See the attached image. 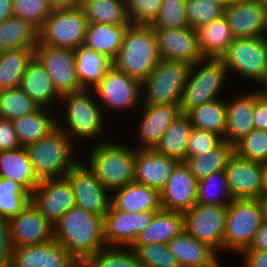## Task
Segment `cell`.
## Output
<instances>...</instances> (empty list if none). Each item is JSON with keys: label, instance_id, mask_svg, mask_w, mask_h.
Instances as JSON below:
<instances>
[{"label": "cell", "instance_id": "29", "mask_svg": "<svg viewBox=\"0 0 267 267\" xmlns=\"http://www.w3.org/2000/svg\"><path fill=\"white\" fill-rule=\"evenodd\" d=\"M0 178L17 182L30 195L40 183L33 170L25 147L0 151Z\"/></svg>", "mask_w": 267, "mask_h": 267}, {"label": "cell", "instance_id": "55", "mask_svg": "<svg viewBox=\"0 0 267 267\" xmlns=\"http://www.w3.org/2000/svg\"><path fill=\"white\" fill-rule=\"evenodd\" d=\"M240 254L244 256V267H267V251L244 249Z\"/></svg>", "mask_w": 267, "mask_h": 267}, {"label": "cell", "instance_id": "23", "mask_svg": "<svg viewBox=\"0 0 267 267\" xmlns=\"http://www.w3.org/2000/svg\"><path fill=\"white\" fill-rule=\"evenodd\" d=\"M74 257L55 239L13 249V267H67Z\"/></svg>", "mask_w": 267, "mask_h": 267}, {"label": "cell", "instance_id": "17", "mask_svg": "<svg viewBox=\"0 0 267 267\" xmlns=\"http://www.w3.org/2000/svg\"><path fill=\"white\" fill-rule=\"evenodd\" d=\"M153 30L160 58L183 62L190 66L203 59L195 29L184 27Z\"/></svg>", "mask_w": 267, "mask_h": 267}, {"label": "cell", "instance_id": "12", "mask_svg": "<svg viewBox=\"0 0 267 267\" xmlns=\"http://www.w3.org/2000/svg\"><path fill=\"white\" fill-rule=\"evenodd\" d=\"M228 204H195L184 212V230L192 237L213 248L223 251V237ZM219 250V251H218Z\"/></svg>", "mask_w": 267, "mask_h": 267}, {"label": "cell", "instance_id": "39", "mask_svg": "<svg viewBox=\"0 0 267 267\" xmlns=\"http://www.w3.org/2000/svg\"><path fill=\"white\" fill-rule=\"evenodd\" d=\"M88 23L130 25L125 0H83L80 6Z\"/></svg>", "mask_w": 267, "mask_h": 267}, {"label": "cell", "instance_id": "58", "mask_svg": "<svg viewBox=\"0 0 267 267\" xmlns=\"http://www.w3.org/2000/svg\"><path fill=\"white\" fill-rule=\"evenodd\" d=\"M14 16L12 0H0V23Z\"/></svg>", "mask_w": 267, "mask_h": 267}, {"label": "cell", "instance_id": "19", "mask_svg": "<svg viewBox=\"0 0 267 267\" xmlns=\"http://www.w3.org/2000/svg\"><path fill=\"white\" fill-rule=\"evenodd\" d=\"M224 16L234 39L267 36V13L258 0H234Z\"/></svg>", "mask_w": 267, "mask_h": 267}, {"label": "cell", "instance_id": "48", "mask_svg": "<svg viewBox=\"0 0 267 267\" xmlns=\"http://www.w3.org/2000/svg\"><path fill=\"white\" fill-rule=\"evenodd\" d=\"M186 0H163L160 12L153 23V29H175L189 27L185 10Z\"/></svg>", "mask_w": 267, "mask_h": 267}, {"label": "cell", "instance_id": "9", "mask_svg": "<svg viewBox=\"0 0 267 267\" xmlns=\"http://www.w3.org/2000/svg\"><path fill=\"white\" fill-rule=\"evenodd\" d=\"M87 24L81 7L52 9L39 29V42L75 50L84 44Z\"/></svg>", "mask_w": 267, "mask_h": 267}, {"label": "cell", "instance_id": "53", "mask_svg": "<svg viewBox=\"0 0 267 267\" xmlns=\"http://www.w3.org/2000/svg\"><path fill=\"white\" fill-rule=\"evenodd\" d=\"M20 147L12 121L0 117V151L15 150Z\"/></svg>", "mask_w": 267, "mask_h": 267}, {"label": "cell", "instance_id": "5", "mask_svg": "<svg viewBox=\"0 0 267 267\" xmlns=\"http://www.w3.org/2000/svg\"><path fill=\"white\" fill-rule=\"evenodd\" d=\"M59 127L49 135L26 146L29 160L39 180L66 176L80 159H75L77 147ZM75 148V149H74ZM74 157V158H73Z\"/></svg>", "mask_w": 267, "mask_h": 267}, {"label": "cell", "instance_id": "61", "mask_svg": "<svg viewBox=\"0 0 267 267\" xmlns=\"http://www.w3.org/2000/svg\"><path fill=\"white\" fill-rule=\"evenodd\" d=\"M260 85L261 90L257 89L259 94L263 96L264 98H267V71L263 77V79L257 84Z\"/></svg>", "mask_w": 267, "mask_h": 267}, {"label": "cell", "instance_id": "50", "mask_svg": "<svg viewBox=\"0 0 267 267\" xmlns=\"http://www.w3.org/2000/svg\"><path fill=\"white\" fill-rule=\"evenodd\" d=\"M129 21L133 25H151L158 16L163 0H125Z\"/></svg>", "mask_w": 267, "mask_h": 267}, {"label": "cell", "instance_id": "24", "mask_svg": "<svg viewBox=\"0 0 267 267\" xmlns=\"http://www.w3.org/2000/svg\"><path fill=\"white\" fill-rule=\"evenodd\" d=\"M230 99V100H229ZM226 99V142L235 145L244 138L254 127L253 113L255 107V91L237 93Z\"/></svg>", "mask_w": 267, "mask_h": 267}, {"label": "cell", "instance_id": "57", "mask_svg": "<svg viewBox=\"0 0 267 267\" xmlns=\"http://www.w3.org/2000/svg\"><path fill=\"white\" fill-rule=\"evenodd\" d=\"M83 0H49L52 9L80 7Z\"/></svg>", "mask_w": 267, "mask_h": 267}, {"label": "cell", "instance_id": "28", "mask_svg": "<svg viewBox=\"0 0 267 267\" xmlns=\"http://www.w3.org/2000/svg\"><path fill=\"white\" fill-rule=\"evenodd\" d=\"M20 88L40 107L52 108L61 99L46 68L35 56L22 76Z\"/></svg>", "mask_w": 267, "mask_h": 267}, {"label": "cell", "instance_id": "15", "mask_svg": "<svg viewBox=\"0 0 267 267\" xmlns=\"http://www.w3.org/2000/svg\"><path fill=\"white\" fill-rule=\"evenodd\" d=\"M31 201L52 225L76 206L75 195L66 176L40 180L31 194Z\"/></svg>", "mask_w": 267, "mask_h": 267}, {"label": "cell", "instance_id": "34", "mask_svg": "<svg viewBox=\"0 0 267 267\" xmlns=\"http://www.w3.org/2000/svg\"><path fill=\"white\" fill-rule=\"evenodd\" d=\"M76 72L82 88L94 89L104 78L113 61L85 45L75 49Z\"/></svg>", "mask_w": 267, "mask_h": 267}, {"label": "cell", "instance_id": "4", "mask_svg": "<svg viewBox=\"0 0 267 267\" xmlns=\"http://www.w3.org/2000/svg\"><path fill=\"white\" fill-rule=\"evenodd\" d=\"M160 60L157 41L150 25L130 24L113 66L128 76L144 82Z\"/></svg>", "mask_w": 267, "mask_h": 267}, {"label": "cell", "instance_id": "51", "mask_svg": "<svg viewBox=\"0 0 267 267\" xmlns=\"http://www.w3.org/2000/svg\"><path fill=\"white\" fill-rule=\"evenodd\" d=\"M222 141L223 138L218 134L193 126L186 150V159L207 153L217 147Z\"/></svg>", "mask_w": 267, "mask_h": 267}, {"label": "cell", "instance_id": "43", "mask_svg": "<svg viewBox=\"0 0 267 267\" xmlns=\"http://www.w3.org/2000/svg\"><path fill=\"white\" fill-rule=\"evenodd\" d=\"M91 267H139L140 262L133 248L107 246L88 258Z\"/></svg>", "mask_w": 267, "mask_h": 267}, {"label": "cell", "instance_id": "22", "mask_svg": "<svg viewBox=\"0 0 267 267\" xmlns=\"http://www.w3.org/2000/svg\"><path fill=\"white\" fill-rule=\"evenodd\" d=\"M142 111L138 123L137 137L140 145L135 150L154 149L161 136L169 126L180 116L179 104L141 106ZM139 147V148H138Z\"/></svg>", "mask_w": 267, "mask_h": 267}, {"label": "cell", "instance_id": "63", "mask_svg": "<svg viewBox=\"0 0 267 267\" xmlns=\"http://www.w3.org/2000/svg\"><path fill=\"white\" fill-rule=\"evenodd\" d=\"M216 5L221 6L223 9L227 8L234 0H207Z\"/></svg>", "mask_w": 267, "mask_h": 267}, {"label": "cell", "instance_id": "14", "mask_svg": "<svg viewBox=\"0 0 267 267\" xmlns=\"http://www.w3.org/2000/svg\"><path fill=\"white\" fill-rule=\"evenodd\" d=\"M34 56L46 68L60 95L82 90L75 65V50L38 43Z\"/></svg>", "mask_w": 267, "mask_h": 267}, {"label": "cell", "instance_id": "2", "mask_svg": "<svg viewBox=\"0 0 267 267\" xmlns=\"http://www.w3.org/2000/svg\"><path fill=\"white\" fill-rule=\"evenodd\" d=\"M90 91V92H89ZM93 95H91V94ZM91 95V96H90ZM96 93L94 89H86L76 92H69L61 95L59 103L64 110V119L58 122V127L65 132L74 143L79 140L88 142L92 139L102 137L105 132V114L101 105L95 100ZM94 99V100H93ZM64 122V123H63ZM76 139V140H75Z\"/></svg>", "mask_w": 267, "mask_h": 267}, {"label": "cell", "instance_id": "64", "mask_svg": "<svg viewBox=\"0 0 267 267\" xmlns=\"http://www.w3.org/2000/svg\"><path fill=\"white\" fill-rule=\"evenodd\" d=\"M267 13V0H258Z\"/></svg>", "mask_w": 267, "mask_h": 267}, {"label": "cell", "instance_id": "27", "mask_svg": "<svg viewBox=\"0 0 267 267\" xmlns=\"http://www.w3.org/2000/svg\"><path fill=\"white\" fill-rule=\"evenodd\" d=\"M112 193L111 204L117 210L130 213L161 210L160 192L147 185L133 182Z\"/></svg>", "mask_w": 267, "mask_h": 267}, {"label": "cell", "instance_id": "13", "mask_svg": "<svg viewBox=\"0 0 267 267\" xmlns=\"http://www.w3.org/2000/svg\"><path fill=\"white\" fill-rule=\"evenodd\" d=\"M66 177L75 195L76 206L98 214L104 218L111 207V192L100 182L95 173L79 161Z\"/></svg>", "mask_w": 267, "mask_h": 267}, {"label": "cell", "instance_id": "26", "mask_svg": "<svg viewBox=\"0 0 267 267\" xmlns=\"http://www.w3.org/2000/svg\"><path fill=\"white\" fill-rule=\"evenodd\" d=\"M180 267H221L218 253L209 245L190 236L185 230L167 243Z\"/></svg>", "mask_w": 267, "mask_h": 267}, {"label": "cell", "instance_id": "8", "mask_svg": "<svg viewBox=\"0 0 267 267\" xmlns=\"http://www.w3.org/2000/svg\"><path fill=\"white\" fill-rule=\"evenodd\" d=\"M262 222V212L257 199H233L228 204L226 213L223 251L231 250L240 255L250 246Z\"/></svg>", "mask_w": 267, "mask_h": 267}, {"label": "cell", "instance_id": "7", "mask_svg": "<svg viewBox=\"0 0 267 267\" xmlns=\"http://www.w3.org/2000/svg\"><path fill=\"white\" fill-rule=\"evenodd\" d=\"M190 68L186 63L160 58L142 82L141 106L180 104Z\"/></svg>", "mask_w": 267, "mask_h": 267}, {"label": "cell", "instance_id": "47", "mask_svg": "<svg viewBox=\"0 0 267 267\" xmlns=\"http://www.w3.org/2000/svg\"><path fill=\"white\" fill-rule=\"evenodd\" d=\"M185 12L189 27L197 29L224 15V9L207 0H186Z\"/></svg>", "mask_w": 267, "mask_h": 267}, {"label": "cell", "instance_id": "40", "mask_svg": "<svg viewBox=\"0 0 267 267\" xmlns=\"http://www.w3.org/2000/svg\"><path fill=\"white\" fill-rule=\"evenodd\" d=\"M187 115L194 127L216 133L224 138L227 117L226 99L204 103L190 110Z\"/></svg>", "mask_w": 267, "mask_h": 267}, {"label": "cell", "instance_id": "54", "mask_svg": "<svg viewBox=\"0 0 267 267\" xmlns=\"http://www.w3.org/2000/svg\"><path fill=\"white\" fill-rule=\"evenodd\" d=\"M253 121L256 129L267 130V98L261 96L256 89Z\"/></svg>", "mask_w": 267, "mask_h": 267}, {"label": "cell", "instance_id": "56", "mask_svg": "<svg viewBox=\"0 0 267 267\" xmlns=\"http://www.w3.org/2000/svg\"><path fill=\"white\" fill-rule=\"evenodd\" d=\"M246 249H255L267 251V222H262L256 233L250 246Z\"/></svg>", "mask_w": 267, "mask_h": 267}, {"label": "cell", "instance_id": "11", "mask_svg": "<svg viewBox=\"0 0 267 267\" xmlns=\"http://www.w3.org/2000/svg\"><path fill=\"white\" fill-rule=\"evenodd\" d=\"M96 99L104 112H132L142 105V82L116 69L113 65L106 71L104 78L94 88ZM106 108V110H105ZM133 108V109H132Z\"/></svg>", "mask_w": 267, "mask_h": 267}, {"label": "cell", "instance_id": "45", "mask_svg": "<svg viewBox=\"0 0 267 267\" xmlns=\"http://www.w3.org/2000/svg\"><path fill=\"white\" fill-rule=\"evenodd\" d=\"M234 152L247 160L267 161V130L254 128L234 145Z\"/></svg>", "mask_w": 267, "mask_h": 267}, {"label": "cell", "instance_id": "42", "mask_svg": "<svg viewBox=\"0 0 267 267\" xmlns=\"http://www.w3.org/2000/svg\"><path fill=\"white\" fill-rule=\"evenodd\" d=\"M40 106L20 87L0 90V117L11 121L34 113Z\"/></svg>", "mask_w": 267, "mask_h": 267}, {"label": "cell", "instance_id": "1", "mask_svg": "<svg viewBox=\"0 0 267 267\" xmlns=\"http://www.w3.org/2000/svg\"><path fill=\"white\" fill-rule=\"evenodd\" d=\"M104 218L78 206L53 225V239L74 258L88 259L105 246Z\"/></svg>", "mask_w": 267, "mask_h": 267}, {"label": "cell", "instance_id": "49", "mask_svg": "<svg viewBox=\"0 0 267 267\" xmlns=\"http://www.w3.org/2000/svg\"><path fill=\"white\" fill-rule=\"evenodd\" d=\"M13 14L40 29L52 11L49 0H12Z\"/></svg>", "mask_w": 267, "mask_h": 267}, {"label": "cell", "instance_id": "30", "mask_svg": "<svg viewBox=\"0 0 267 267\" xmlns=\"http://www.w3.org/2000/svg\"><path fill=\"white\" fill-rule=\"evenodd\" d=\"M183 230V213L161 209L154 215L152 222L138 233L132 245L167 244Z\"/></svg>", "mask_w": 267, "mask_h": 267}, {"label": "cell", "instance_id": "41", "mask_svg": "<svg viewBox=\"0 0 267 267\" xmlns=\"http://www.w3.org/2000/svg\"><path fill=\"white\" fill-rule=\"evenodd\" d=\"M233 200L227 185L225 170L198 181L196 203L204 205L229 204Z\"/></svg>", "mask_w": 267, "mask_h": 267}, {"label": "cell", "instance_id": "3", "mask_svg": "<svg viewBox=\"0 0 267 267\" xmlns=\"http://www.w3.org/2000/svg\"><path fill=\"white\" fill-rule=\"evenodd\" d=\"M115 142H96L86 163L111 193L135 182V149Z\"/></svg>", "mask_w": 267, "mask_h": 267}, {"label": "cell", "instance_id": "20", "mask_svg": "<svg viewBox=\"0 0 267 267\" xmlns=\"http://www.w3.org/2000/svg\"><path fill=\"white\" fill-rule=\"evenodd\" d=\"M225 173L233 199H258L262 195V163L244 159L234 152Z\"/></svg>", "mask_w": 267, "mask_h": 267}, {"label": "cell", "instance_id": "35", "mask_svg": "<svg viewBox=\"0 0 267 267\" xmlns=\"http://www.w3.org/2000/svg\"><path fill=\"white\" fill-rule=\"evenodd\" d=\"M39 43V29L32 23L12 16L0 23V52L29 48Z\"/></svg>", "mask_w": 267, "mask_h": 267}, {"label": "cell", "instance_id": "37", "mask_svg": "<svg viewBox=\"0 0 267 267\" xmlns=\"http://www.w3.org/2000/svg\"><path fill=\"white\" fill-rule=\"evenodd\" d=\"M34 49L18 48L0 52V90L20 87Z\"/></svg>", "mask_w": 267, "mask_h": 267}, {"label": "cell", "instance_id": "6", "mask_svg": "<svg viewBox=\"0 0 267 267\" xmlns=\"http://www.w3.org/2000/svg\"><path fill=\"white\" fill-rule=\"evenodd\" d=\"M227 75V68L220 58H203L194 63L183 88L179 104L181 113L187 114L195 107L220 99Z\"/></svg>", "mask_w": 267, "mask_h": 267}, {"label": "cell", "instance_id": "62", "mask_svg": "<svg viewBox=\"0 0 267 267\" xmlns=\"http://www.w3.org/2000/svg\"><path fill=\"white\" fill-rule=\"evenodd\" d=\"M262 179H263L262 194H267V161L262 163Z\"/></svg>", "mask_w": 267, "mask_h": 267}, {"label": "cell", "instance_id": "32", "mask_svg": "<svg viewBox=\"0 0 267 267\" xmlns=\"http://www.w3.org/2000/svg\"><path fill=\"white\" fill-rule=\"evenodd\" d=\"M128 26L88 23L83 45L113 61L118 55Z\"/></svg>", "mask_w": 267, "mask_h": 267}, {"label": "cell", "instance_id": "38", "mask_svg": "<svg viewBox=\"0 0 267 267\" xmlns=\"http://www.w3.org/2000/svg\"><path fill=\"white\" fill-rule=\"evenodd\" d=\"M233 154L234 145L223 140L211 151L198 156L188 157L184 162L188 165L197 181H200L212 173L225 170Z\"/></svg>", "mask_w": 267, "mask_h": 267}, {"label": "cell", "instance_id": "21", "mask_svg": "<svg viewBox=\"0 0 267 267\" xmlns=\"http://www.w3.org/2000/svg\"><path fill=\"white\" fill-rule=\"evenodd\" d=\"M10 230L13 248L50 242L53 239V225L31 200L16 216L10 218Z\"/></svg>", "mask_w": 267, "mask_h": 267}, {"label": "cell", "instance_id": "52", "mask_svg": "<svg viewBox=\"0 0 267 267\" xmlns=\"http://www.w3.org/2000/svg\"><path fill=\"white\" fill-rule=\"evenodd\" d=\"M13 249L10 219L0 215V265L11 263Z\"/></svg>", "mask_w": 267, "mask_h": 267}, {"label": "cell", "instance_id": "33", "mask_svg": "<svg viewBox=\"0 0 267 267\" xmlns=\"http://www.w3.org/2000/svg\"><path fill=\"white\" fill-rule=\"evenodd\" d=\"M196 32L203 58H221L234 40L224 15L197 28Z\"/></svg>", "mask_w": 267, "mask_h": 267}, {"label": "cell", "instance_id": "18", "mask_svg": "<svg viewBox=\"0 0 267 267\" xmlns=\"http://www.w3.org/2000/svg\"><path fill=\"white\" fill-rule=\"evenodd\" d=\"M198 181L184 161H179L160 191L161 209L184 213L196 204Z\"/></svg>", "mask_w": 267, "mask_h": 267}, {"label": "cell", "instance_id": "36", "mask_svg": "<svg viewBox=\"0 0 267 267\" xmlns=\"http://www.w3.org/2000/svg\"><path fill=\"white\" fill-rule=\"evenodd\" d=\"M192 127L189 116L181 113L161 136L154 150L178 161H185Z\"/></svg>", "mask_w": 267, "mask_h": 267}, {"label": "cell", "instance_id": "46", "mask_svg": "<svg viewBox=\"0 0 267 267\" xmlns=\"http://www.w3.org/2000/svg\"><path fill=\"white\" fill-rule=\"evenodd\" d=\"M138 256L140 265L146 267H180L177 258L167 244L131 245Z\"/></svg>", "mask_w": 267, "mask_h": 267}, {"label": "cell", "instance_id": "31", "mask_svg": "<svg viewBox=\"0 0 267 267\" xmlns=\"http://www.w3.org/2000/svg\"><path fill=\"white\" fill-rule=\"evenodd\" d=\"M50 110L40 107L34 113L12 121L21 147L43 139L58 127V119Z\"/></svg>", "mask_w": 267, "mask_h": 267}, {"label": "cell", "instance_id": "65", "mask_svg": "<svg viewBox=\"0 0 267 267\" xmlns=\"http://www.w3.org/2000/svg\"><path fill=\"white\" fill-rule=\"evenodd\" d=\"M0 267H13L11 263L0 265Z\"/></svg>", "mask_w": 267, "mask_h": 267}, {"label": "cell", "instance_id": "10", "mask_svg": "<svg viewBox=\"0 0 267 267\" xmlns=\"http://www.w3.org/2000/svg\"><path fill=\"white\" fill-rule=\"evenodd\" d=\"M220 59L228 74L236 73L258 84L267 71V36L236 38Z\"/></svg>", "mask_w": 267, "mask_h": 267}, {"label": "cell", "instance_id": "16", "mask_svg": "<svg viewBox=\"0 0 267 267\" xmlns=\"http://www.w3.org/2000/svg\"><path fill=\"white\" fill-rule=\"evenodd\" d=\"M157 212H123L117 210L111 204L103 221L105 245L130 247L134 243L138 233L152 222Z\"/></svg>", "mask_w": 267, "mask_h": 267}, {"label": "cell", "instance_id": "25", "mask_svg": "<svg viewBox=\"0 0 267 267\" xmlns=\"http://www.w3.org/2000/svg\"><path fill=\"white\" fill-rule=\"evenodd\" d=\"M179 161L151 150H135V182L159 192L164 188Z\"/></svg>", "mask_w": 267, "mask_h": 267}, {"label": "cell", "instance_id": "59", "mask_svg": "<svg viewBox=\"0 0 267 267\" xmlns=\"http://www.w3.org/2000/svg\"><path fill=\"white\" fill-rule=\"evenodd\" d=\"M257 201L259 202L261 212H262V219L264 222H267V194H262Z\"/></svg>", "mask_w": 267, "mask_h": 267}, {"label": "cell", "instance_id": "44", "mask_svg": "<svg viewBox=\"0 0 267 267\" xmlns=\"http://www.w3.org/2000/svg\"><path fill=\"white\" fill-rule=\"evenodd\" d=\"M31 200V195L17 182L0 178V215L12 218Z\"/></svg>", "mask_w": 267, "mask_h": 267}, {"label": "cell", "instance_id": "60", "mask_svg": "<svg viewBox=\"0 0 267 267\" xmlns=\"http://www.w3.org/2000/svg\"><path fill=\"white\" fill-rule=\"evenodd\" d=\"M67 267H91L88 259L74 258Z\"/></svg>", "mask_w": 267, "mask_h": 267}]
</instances>
